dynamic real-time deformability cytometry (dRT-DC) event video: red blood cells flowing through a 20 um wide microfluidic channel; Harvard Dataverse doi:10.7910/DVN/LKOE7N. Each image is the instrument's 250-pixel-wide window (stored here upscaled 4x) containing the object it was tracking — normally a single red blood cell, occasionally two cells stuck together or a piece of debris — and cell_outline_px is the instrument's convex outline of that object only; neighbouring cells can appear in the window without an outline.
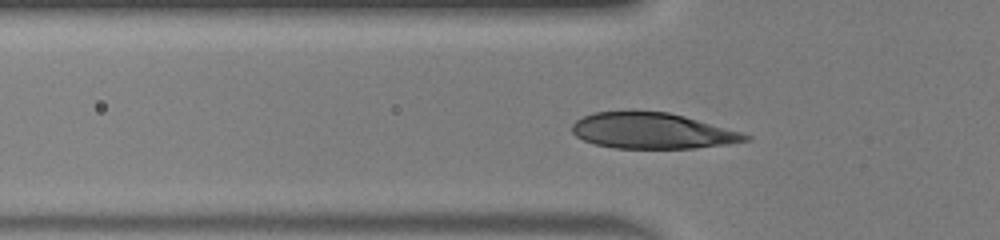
{"species": "human", "species_latin": "Homo sapiens", "temperature_condition": "warm", "stored_images_in_passage": 33, "camera_frame_rate_fps": 3000, "um_per_image_px": 0.085, "donor": {"sex": "male"}, "frame": {"image": 1, "passage_image": 5, "time_ms": 1.333, "image_size_px": [1000, 240], "cell_outline_px": [[752, 140], [728, 144], [696, 148], [616, 148], [596, 144], [584, 140], [576, 136], [572, 132], [572, 124], [576, 120], [592, 112], [632, 108], [668, 112], [684, 116], [740, 132], [752, 136]], "centroid_in_image_um": [55.4, 11.08], "position_along_channel_um": 70.4, "area_um2": 36.88}}
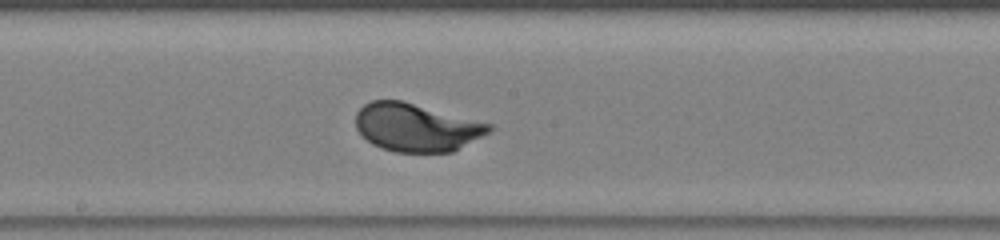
{"frame": {"image": 2, "passage_image": 15, "time_ms": 4.667, "image_size_px": [1000, 240], "cell_outline_px": [[492, 132], [452, 152], [396, 152], [380, 148], [372, 144], [356, 128], [356, 112], [364, 104], [372, 100], [404, 100], [492, 124]], "centroid_in_image_um": [35.41, 10.82], "position_along_channel_um": 212.8, "area_um2": 37.57}}
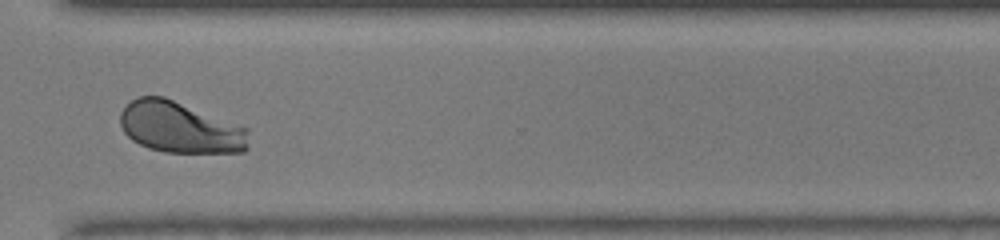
{"frame": {"image": 3, "passage_image": 25, "time_ms": 8.0, "image_size_px": [1000, 240], "cell_outline_px": [[248, 148], [244, 152], [164, 152], [148, 148], [132, 140], [124, 132], [120, 124], [120, 112], [132, 100], [140, 96], [164, 96], [248, 128]], "centroid_in_image_um": [15.3, 10.83], "position_along_channel_um": 355.3, "area_um2": 38.26}}